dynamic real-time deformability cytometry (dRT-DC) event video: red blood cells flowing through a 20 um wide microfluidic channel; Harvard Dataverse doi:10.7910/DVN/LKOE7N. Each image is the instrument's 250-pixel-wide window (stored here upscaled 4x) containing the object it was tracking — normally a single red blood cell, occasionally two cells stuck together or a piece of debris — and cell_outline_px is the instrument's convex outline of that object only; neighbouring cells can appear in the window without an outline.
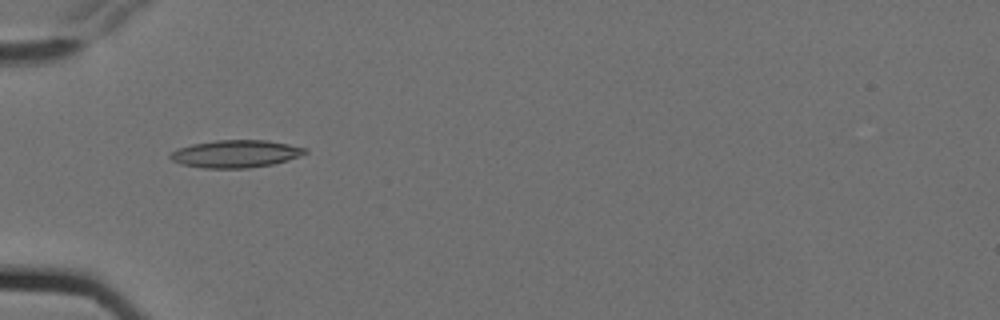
{"species": "Egyptian fruit bat (a non-hibernating species)", "species_latin": "Rousettus aegyptiacus", "temperature_condition": "cold", "stored_images_in_passage": 6, "camera_frame_rate_fps": 3000, "um_per_image_px": 0.085, "animal": {"sex": "female"}, "frame": {"image": 1, "passage_image": 6, "time_ms": 1.667, "image_size_px": [1000, 320], "cell_outline_px": [[308, 152], [300, 156], [288, 160], [272, 164], [248, 168], [204, 168], [180, 164], [172, 160], [168, 156], [176, 148], [192, 144], [216, 140], [268, 140], [308, 148]], "centroid_in_image_um": [20.03, 13.07], "position_along_channel_um": 65.0, "area_um2": 21.73}}